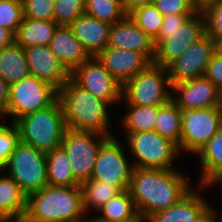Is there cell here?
Wrapping results in <instances>:
<instances>
[{
    "mask_svg": "<svg viewBox=\"0 0 222 222\" xmlns=\"http://www.w3.org/2000/svg\"><path fill=\"white\" fill-rule=\"evenodd\" d=\"M57 99L58 90L55 87L29 75L10 85L9 101L1 120L9 116L10 122L14 123L23 116L52 105Z\"/></svg>",
    "mask_w": 222,
    "mask_h": 222,
    "instance_id": "cell-8",
    "label": "cell"
},
{
    "mask_svg": "<svg viewBox=\"0 0 222 222\" xmlns=\"http://www.w3.org/2000/svg\"><path fill=\"white\" fill-rule=\"evenodd\" d=\"M24 52L30 75L47 82L57 90L71 77V73L49 46L28 47L24 48Z\"/></svg>",
    "mask_w": 222,
    "mask_h": 222,
    "instance_id": "cell-16",
    "label": "cell"
},
{
    "mask_svg": "<svg viewBox=\"0 0 222 222\" xmlns=\"http://www.w3.org/2000/svg\"><path fill=\"white\" fill-rule=\"evenodd\" d=\"M124 11L128 14L134 8L142 6L154 4V0H121Z\"/></svg>",
    "mask_w": 222,
    "mask_h": 222,
    "instance_id": "cell-44",
    "label": "cell"
},
{
    "mask_svg": "<svg viewBox=\"0 0 222 222\" xmlns=\"http://www.w3.org/2000/svg\"><path fill=\"white\" fill-rule=\"evenodd\" d=\"M15 42V34L5 28L0 27V51L6 48L7 46L12 45Z\"/></svg>",
    "mask_w": 222,
    "mask_h": 222,
    "instance_id": "cell-43",
    "label": "cell"
},
{
    "mask_svg": "<svg viewBox=\"0 0 222 222\" xmlns=\"http://www.w3.org/2000/svg\"><path fill=\"white\" fill-rule=\"evenodd\" d=\"M4 173L0 171V218L4 222H22L27 209V196L15 181Z\"/></svg>",
    "mask_w": 222,
    "mask_h": 222,
    "instance_id": "cell-22",
    "label": "cell"
},
{
    "mask_svg": "<svg viewBox=\"0 0 222 222\" xmlns=\"http://www.w3.org/2000/svg\"><path fill=\"white\" fill-rule=\"evenodd\" d=\"M125 139L128 151L136 159L132 161L135 168L173 169L181 154L174 142L155 131L125 134Z\"/></svg>",
    "mask_w": 222,
    "mask_h": 222,
    "instance_id": "cell-6",
    "label": "cell"
},
{
    "mask_svg": "<svg viewBox=\"0 0 222 222\" xmlns=\"http://www.w3.org/2000/svg\"><path fill=\"white\" fill-rule=\"evenodd\" d=\"M182 132L180 151L195 155L217 133L222 125V106L201 109L180 108ZM194 153V154H193Z\"/></svg>",
    "mask_w": 222,
    "mask_h": 222,
    "instance_id": "cell-9",
    "label": "cell"
},
{
    "mask_svg": "<svg viewBox=\"0 0 222 222\" xmlns=\"http://www.w3.org/2000/svg\"><path fill=\"white\" fill-rule=\"evenodd\" d=\"M81 186H50L27 197L22 222H86Z\"/></svg>",
    "mask_w": 222,
    "mask_h": 222,
    "instance_id": "cell-3",
    "label": "cell"
},
{
    "mask_svg": "<svg viewBox=\"0 0 222 222\" xmlns=\"http://www.w3.org/2000/svg\"><path fill=\"white\" fill-rule=\"evenodd\" d=\"M218 211V209L216 210L214 207H211L199 222H218L217 218L220 216Z\"/></svg>",
    "mask_w": 222,
    "mask_h": 222,
    "instance_id": "cell-45",
    "label": "cell"
},
{
    "mask_svg": "<svg viewBox=\"0 0 222 222\" xmlns=\"http://www.w3.org/2000/svg\"><path fill=\"white\" fill-rule=\"evenodd\" d=\"M66 127L75 131L114 136L110 131L109 104L78 85L71 77L58 90Z\"/></svg>",
    "mask_w": 222,
    "mask_h": 222,
    "instance_id": "cell-2",
    "label": "cell"
},
{
    "mask_svg": "<svg viewBox=\"0 0 222 222\" xmlns=\"http://www.w3.org/2000/svg\"><path fill=\"white\" fill-rule=\"evenodd\" d=\"M201 163L199 186H208L222 172V125L196 154Z\"/></svg>",
    "mask_w": 222,
    "mask_h": 222,
    "instance_id": "cell-23",
    "label": "cell"
},
{
    "mask_svg": "<svg viewBox=\"0 0 222 222\" xmlns=\"http://www.w3.org/2000/svg\"><path fill=\"white\" fill-rule=\"evenodd\" d=\"M5 170L27 197L48 185L46 153L21 141L10 155Z\"/></svg>",
    "mask_w": 222,
    "mask_h": 222,
    "instance_id": "cell-7",
    "label": "cell"
},
{
    "mask_svg": "<svg viewBox=\"0 0 222 222\" xmlns=\"http://www.w3.org/2000/svg\"><path fill=\"white\" fill-rule=\"evenodd\" d=\"M47 180L50 186L71 187L80 183L74 178L69 158L60 146L46 153Z\"/></svg>",
    "mask_w": 222,
    "mask_h": 222,
    "instance_id": "cell-26",
    "label": "cell"
},
{
    "mask_svg": "<svg viewBox=\"0 0 222 222\" xmlns=\"http://www.w3.org/2000/svg\"><path fill=\"white\" fill-rule=\"evenodd\" d=\"M118 140L112 136L102 143L90 180H98L127 190L133 165L127 159L128 156L125 154L122 142Z\"/></svg>",
    "mask_w": 222,
    "mask_h": 222,
    "instance_id": "cell-12",
    "label": "cell"
},
{
    "mask_svg": "<svg viewBox=\"0 0 222 222\" xmlns=\"http://www.w3.org/2000/svg\"><path fill=\"white\" fill-rule=\"evenodd\" d=\"M205 34L202 14H194L180 28L173 32H160L154 40L155 57L153 63L167 68L185 53L190 45Z\"/></svg>",
    "mask_w": 222,
    "mask_h": 222,
    "instance_id": "cell-11",
    "label": "cell"
},
{
    "mask_svg": "<svg viewBox=\"0 0 222 222\" xmlns=\"http://www.w3.org/2000/svg\"><path fill=\"white\" fill-rule=\"evenodd\" d=\"M154 5L163 16L169 14H196L190 0H154Z\"/></svg>",
    "mask_w": 222,
    "mask_h": 222,
    "instance_id": "cell-38",
    "label": "cell"
},
{
    "mask_svg": "<svg viewBox=\"0 0 222 222\" xmlns=\"http://www.w3.org/2000/svg\"><path fill=\"white\" fill-rule=\"evenodd\" d=\"M205 21V33L214 41L222 38V0L210 7L203 14Z\"/></svg>",
    "mask_w": 222,
    "mask_h": 222,
    "instance_id": "cell-37",
    "label": "cell"
},
{
    "mask_svg": "<svg viewBox=\"0 0 222 222\" xmlns=\"http://www.w3.org/2000/svg\"><path fill=\"white\" fill-rule=\"evenodd\" d=\"M215 52L222 57V38L215 41Z\"/></svg>",
    "mask_w": 222,
    "mask_h": 222,
    "instance_id": "cell-47",
    "label": "cell"
},
{
    "mask_svg": "<svg viewBox=\"0 0 222 222\" xmlns=\"http://www.w3.org/2000/svg\"><path fill=\"white\" fill-rule=\"evenodd\" d=\"M154 131L174 142L180 151L182 111L172 100L163 106H158V116Z\"/></svg>",
    "mask_w": 222,
    "mask_h": 222,
    "instance_id": "cell-28",
    "label": "cell"
},
{
    "mask_svg": "<svg viewBox=\"0 0 222 222\" xmlns=\"http://www.w3.org/2000/svg\"><path fill=\"white\" fill-rule=\"evenodd\" d=\"M23 17V0H0V27L16 34Z\"/></svg>",
    "mask_w": 222,
    "mask_h": 222,
    "instance_id": "cell-34",
    "label": "cell"
},
{
    "mask_svg": "<svg viewBox=\"0 0 222 222\" xmlns=\"http://www.w3.org/2000/svg\"><path fill=\"white\" fill-rule=\"evenodd\" d=\"M221 0H190L193 11L197 14H203L210 7L215 6Z\"/></svg>",
    "mask_w": 222,
    "mask_h": 222,
    "instance_id": "cell-42",
    "label": "cell"
},
{
    "mask_svg": "<svg viewBox=\"0 0 222 222\" xmlns=\"http://www.w3.org/2000/svg\"><path fill=\"white\" fill-rule=\"evenodd\" d=\"M220 218V219H219ZM217 220L218 222H222V217L220 216ZM220 220V221H219Z\"/></svg>",
    "mask_w": 222,
    "mask_h": 222,
    "instance_id": "cell-49",
    "label": "cell"
},
{
    "mask_svg": "<svg viewBox=\"0 0 222 222\" xmlns=\"http://www.w3.org/2000/svg\"><path fill=\"white\" fill-rule=\"evenodd\" d=\"M204 76L222 93V57L216 52L213 54L211 61L207 65Z\"/></svg>",
    "mask_w": 222,
    "mask_h": 222,
    "instance_id": "cell-39",
    "label": "cell"
},
{
    "mask_svg": "<svg viewBox=\"0 0 222 222\" xmlns=\"http://www.w3.org/2000/svg\"><path fill=\"white\" fill-rule=\"evenodd\" d=\"M24 48L14 42L0 51V76L12 85L29 76Z\"/></svg>",
    "mask_w": 222,
    "mask_h": 222,
    "instance_id": "cell-25",
    "label": "cell"
},
{
    "mask_svg": "<svg viewBox=\"0 0 222 222\" xmlns=\"http://www.w3.org/2000/svg\"><path fill=\"white\" fill-rule=\"evenodd\" d=\"M97 212L94 217L105 222H130L139 217L128 189L111 198Z\"/></svg>",
    "mask_w": 222,
    "mask_h": 222,
    "instance_id": "cell-27",
    "label": "cell"
},
{
    "mask_svg": "<svg viewBox=\"0 0 222 222\" xmlns=\"http://www.w3.org/2000/svg\"><path fill=\"white\" fill-rule=\"evenodd\" d=\"M107 47L143 53L151 62L155 57L154 40L138 27L128 14L111 25Z\"/></svg>",
    "mask_w": 222,
    "mask_h": 222,
    "instance_id": "cell-17",
    "label": "cell"
},
{
    "mask_svg": "<svg viewBox=\"0 0 222 222\" xmlns=\"http://www.w3.org/2000/svg\"><path fill=\"white\" fill-rule=\"evenodd\" d=\"M14 124L21 142L45 153L60 147L67 129L58 99L44 109L17 119Z\"/></svg>",
    "mask_w": 222,
    "mask_h": 222,
    "instance_id": "cell-4",
    "label": "cell"
},
{
    "mask_svg": "<svg viewBox=\"0 0 222 222\" xmlns=\"http://www.w3.org/2000/svg\"><path fill=\"white\" fill-rule=\"evenodd\" d=\"M71 78L110 106L122 102V85L112 77L97 57H91L79 65L71 73Z\"/></svg>",
    "mask_w": 222,
    "mask_h": 222,
    "instance_id": "cell-13",
    "label": "cell"
},
{
    "mask_svg": "<svg viewBox=\"0 0 222 222\" xmlns=\"http://www.w3.org/2000/svg\"><path fill=\"white\" fill-rule=\"evenodd\" d=\"M48 46L70 73L91 58L69 26L58 25Z\"/></svg>",
    "mask_w": 222,
    "mask_h": 222,
    "instance_id": "cell-20",
    "label": "cell"
},
{
    "mask_svg": "<svg viewBox=\"0 0 222 222\" xmlns=\"http://www.w3.org/2000/svg\"><path fill=\"white\" fill-rule=\"evenodd\" d=\"M194 14H169L163 16L160 32H173L180 28Z\"/></svg>",
    "mask_w": 222,
    "mask_h": 222,
    "instance_id": "cell-40",
    "label": "cell"
},
{
    "mask_svg": "<svg viewBox=\"0 0 222 222\" xmlns=\"http://www.w3.org/2000/svg\"><path fill=\"white\" fill-rule=\"evenodd\" d=\"M214 53L215 41L205 33L167 67L171 84L203 77Z\"/></svg>",
    "mask_w": 222,
    "mask_h": 222,
    "instance_id": "cell-14",
    "label": "cell"
},
{
    "mask_svg": "<svg viewBox=\"0 0 222 222\" xmlns=\"http://www.w3.org/2000/svg\"><path fill=\"white\" fill-rule=\"evenodd\" d=\"M127 106V112H124L121 118L124 134L138 133L143 131H154L155 122L158 116V106Z\"/></svg>",
    "mask_w": 222,
    "mask_h": 222,
    "instance_id": "cell-30",
    "label": "cell"
},
{
    "mask_svg": "<svg viewBox=\"0 0 222 222\" xmlns=\"http://www.w3.org/2000/svg\"><path fill=\"white\" fill-rule=\"evenodd\" d=\"M10 85L0 76V119L4 118L9 101Z\"/></svg>",
    "mask_w": 222,
    "mask_h": 222,
    "instance_id": "cell-41",
    "label": "cell"
},
{
    "mask_svg": "<svg viewBox=\"0 0 222 222\" xmlns=\"http://www.w3.org/2000/svg\"><path fill=\"white\" fill-rule=\"evenodd\" d=\"M57 27L55 21L23 18L15 34V42L23 48L48 46Z\"/></svg>",
    "mask_w": 222,
    "mask_h": 222,
    "instance_id": "cell-24",
    "label": "cell"
},
{
    "mask_svg": "<svg viewBox=\"0 0 222 222\" xmlns=\"http://www.w3.org/2000/svg\"><path fill=\"white\" fill-rule=\"evenodd\" d=\"M215 184H217L218 186H222V172L208 186H197L199 187V189L203 190Z\"/></svg>",
    "mask_w": 222,
    "mask_h": 222,
    "instance_id": "cell-46",
    "label": "cell"
},
{
    "mask_svg": "<svg viewBox=\"0 0 222 222\" xmlns=\"http://www.w3.org/2000/svg\"><path fill=\"white\" fill-rule=\"evenodd\" d=\"M69 27L91 57H97L107 47L110 24L83 14Z\"/></svg>",
    "mask_w": 222,
    "mask_h": 222,
    "instance_id": "cell-21",
    "label": "cell"
},
{
    "mask_svg": "<svg viewBox=\"0 0 222 222\" xmlns=\"http://www.w3.org/2000/svg\"><path fill=\"white\" fill-rule=\"evenodd\" d=\"M97 59L122 86L152 63L143 53L112 47H106Z\"/></svg>",
    "mask_w": 222,
    "mask_h": 222,
    "instance_id": "cell-18",
    "label": "cell"
},
{
    "mask_svg": "<svg viewBox=\"0 0 222 222\" xmlns=\"http://www.w3.org/2000/svg\"><path fill=\"white\" fill-rule=\"evenodd\" d=\"M178 169L133 167L128 191L139 217L146 221L155 212L178 203L193 187Z\"/></svg>",
    "mask_w": 222,
    "mask_h": 222,
    "instance_id": "cell-1",
    "label": "cell"
},
{
    "mask_svg": "<svg viewBox=\"0 0 222 222\" xmlns=\"http://www.w3.org/2000/svg\"><path fill=\"white\" fill-rule=\"evenodd\" d=\"M86 0H55L54 21L58 25L69 26L84 14Z\"/></svg>",
    "mask_w": 222,
    "mask_h": 222,
    "instance_id": "cell-33",
    "label": "cell"
},
{
    "mask_svg": "<svg viewBox=\"0 0 222 222\" xmlns=\"http://www.w3.org/2000/svg\"><path fill=\"white\" fill-rule=\"evenodd\" d=\"M128 15L153 40L158 37L163 15L154 4L136 7Z\"/></svg>",
    "mask_w": 222,
    "mask_h": 222,
    "instance_id": "cell-32",
    "label": "cell"
},
{
    "mask_svg": "<svg viewBox=\"0 0 222 222\" xmlns=\"http://www.w3.org/2000/svg\"><path fill=\"white\" fill-rule=\"evenodd\" d=\"M206 200L193 188L178 203L155 212L146 222H199L212 207Z\"/></svg>",
    "mask_w": 222,
    "mask_h": 222,
    "instance_id": "cell-19",
    "label": "cell"
},
{
    "mask_svg": "<svg viewBox=\"0 0 222 222\" xmlns=\"http://www.w3.org/2000/svg\"><path fill=\"white\" fill-rule=\"evenodd\" d=\"M1 122V120H0ZM20 142L19 131L14 123H0V171H4L8 159Z\"/></svg>",
    "mask_w": 222,
    "mask_h": 222,
    "instance_id": "cell-35",
    "label": "cell"
},
{
    "mask_svg": "<svg viewBox=\"0 0 222 222\" xmlns=\"http://www.w3.org/2000/svg\"><path fill=\"white\" fill-rule=\"evenodd\" d=\"M84 14L110 25L127 15L121 0H86Z\"/></svg>",
    "mask_w": 222,
    "mask_h": 222,
    "instance_id": "cell-31",
    "label": "cell"
},
{
    "mask_svg": "<svg viewBox=\"0 0 222 222\" xmlns=\"http://www.w3.org/2000/svg\"><path fill=\"white\" fill-rule=\"evenodd\" d=\"M172 101L179 108L222 106V93L205 76L172 84Z\"/></svg>",
    "mask_w": 222,
    "mask_h": 222,
    "instance_id": "cell-15",
    "label": "cell"
},
{
    "mask_svg": "<svg viewBox=\"0 0 222 222\" xmlns=\"http://www.w3.org/2000/svg\"><path fill=\"white\" fill-rule=\"evenodd\" d=\"M55 0H23V18L54 21Z\"/></svg>",
    "mask_w": 222,
    "mask_h": 222,
    "instance_id": "cell-36",
    "label": "cell"
},
{
    "mask_svg": "<svg viewBox=\"0 0 222 222\" xmlns=\"http://www.w3.org/2000/svg\"><path fill=\"white\" fill-rule=\"evenodd\" d=\"M86 222H105V221L98 220L95 217L92 218V216H91L89 218L87 217ZM130 222H146V221H144L140 217H138L135 221H130Z\"/></svg>",
    "mask_w": 222,
    "mask_h": 222,
    "instance_id": "cell-48",
    "label": "cell"
},
{
    "mask_svg": "<svg viewBox=\"0 0 222 222\" xmlns=\"http://www.w3.org/2000/svg\"><path fill=\"white\" fill-rule=\"evenodd\" d=\"M171 100L168 70L153 62L122 86L125 105L163 106Z\"/></svg>",
    "mask_w": 222,
    "mask_h": 222,
    "instance_id": "cell-5",
    "label": "cell"
},
{
    "mask_svg": "<svg viewBox=\"0 0 222 222\" xmlns=\"http://www.w3.org/2000/svg\"><path fill=\"white\" fill-rule=\"evenodd\" d=\"M80 186L85 214L91 209L95 211L99 210L111 198L123 191L119 186L98 180H86Z\"/></svg>",
    "mask_w": 222,
    "mask_h": 222,
    "instance_id": "cell-29",
    "label": "cell"
},
{
    "mask_svg": "<svg viewBox=\"0 0 222 222\" xmlns=\"http://www.w3.org/2000/svg\"><path fill=\"white\" fill-rule=\"evenodd\" d=\"M108 136L66 129L61 147L67 154L74 178L81 184L90 180L102 143Z\"/></svg>",
    "mask_w": 222,
    "mask_h": 222,
    "instance_id": "cell-10",
    "label": "cell"
}]
</instances>
